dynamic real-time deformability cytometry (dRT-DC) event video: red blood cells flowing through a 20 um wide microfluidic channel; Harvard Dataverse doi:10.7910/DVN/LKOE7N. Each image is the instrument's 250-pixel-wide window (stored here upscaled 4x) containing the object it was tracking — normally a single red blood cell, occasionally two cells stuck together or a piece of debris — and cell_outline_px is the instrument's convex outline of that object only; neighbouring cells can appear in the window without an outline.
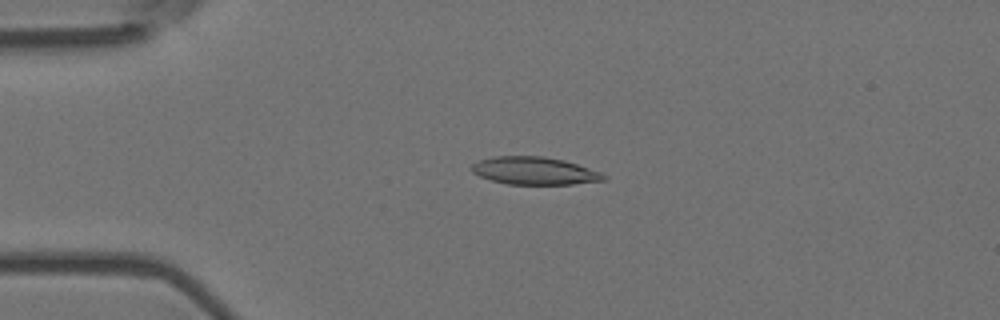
{"species": "Egyptian fruit bat (a non-hibernating species)", "species_latin": "Rousettus aegyptiacus", "temperature_condition": "room temperature", "stored_images_in_passage": 23, "camera_frame_rate_fps": 3000, "um_per_image_px": 0.085, "animal": {"sex": "female"}, "frame": {"image": 1, "passage_image": 1, "time_ms": 0.0, "image_size_px": [1000, 320], "cell_outline_px": [[608, 176], [604, 180], [572, 184], [508, 184], [492, 180], [480, 176], [472, 172], [468, 168], [472, 164], [480, 160], [492, 156], [544, 156], [564, 160], [600, 172]], "centroid_in_image_um": [45.39, 14.51], "position_along_channel_um": 39.6, "area_um2": 21.21}}
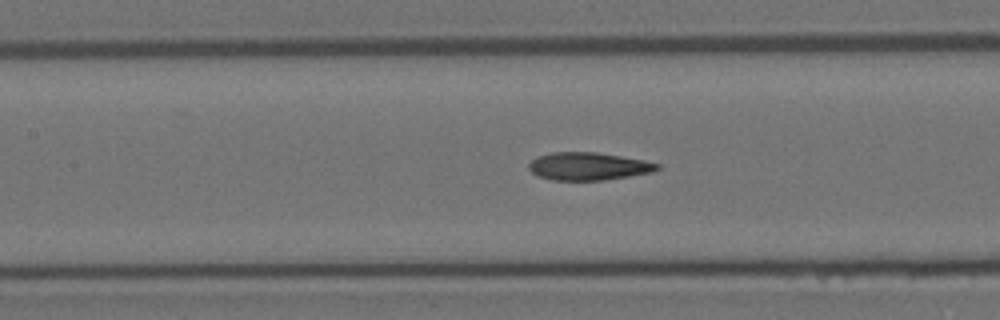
{"frame": {"image": 2, "passage_image": 13, "time_ms": 4.0, "image_size_px": [1000, 320], "cell_outline_px": [[660, 168], [652, 172], [604, 180], [552, 180], [536, 176], [528, 168], [528, 164], [536, 156], [552, 152], [596, 152], [644, 160], [660, 164]], "centroid_in_image_um": [49.97, 14.13], "position_along_channel_um": 157.4, "area_um2": 20.81}}
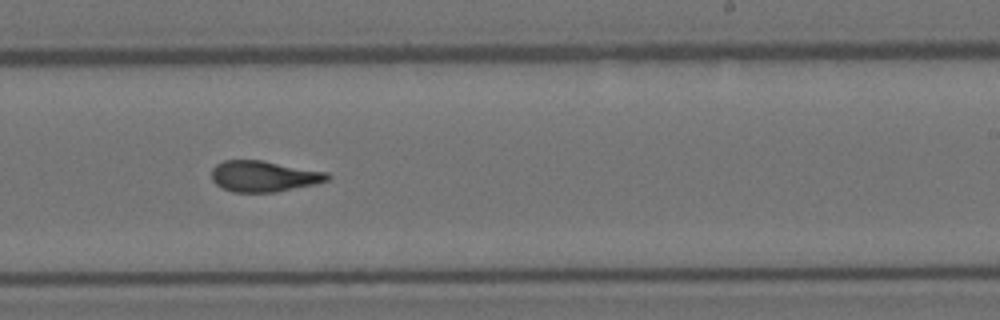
{"frame": {"image": 3, "passage_image": 22, "time_ms": 7.0, "image_size_px": [1000, 320], "cell_outline_px": [[332, 176], [328, 180], [316, 184], [276, 192], [232, 192], [216, 184], [212, 180], [212, 168], [216, 164], [224, 160], [264, 160], [328, 172]], "centroid_in_image_um": [22.45, 14.97], "position_along_channel_um": 266.5, "area_um2": 21.1}}